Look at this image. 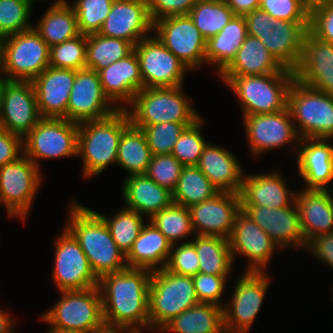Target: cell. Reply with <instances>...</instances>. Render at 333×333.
I'll return each mask as SVG.
<instances>
[{"label":"cell","mask_w":333,"mask_h":333,"mask_svg":"<svg viewBox=\"0 0 333 333\" xmlns=\"http://www.w3.org/2000/svg\"><path fill=\"white\" fill-rule=\"evenodd\" d=\"M96 213L107 224L118 248L127 255L145 224V220H143L144 216L125 207L111 218L99 212Z\"/></svg>","instance_id":"43"},{"label":"cell","mask_w":333,"mask_h":333,"mask_svg":"<svg viewBox=\"0 0 333 333\" xmlns=\"http://www.w3.org/2000/svg\"><path fill=\"white\" fill-rule=\"evenodd\" d=\"M241 210L269 235L280 250L286 247L306 249L295 201L286 208L241 206Z\"/></svg>","instance_id":"23"},{"label":"cell","mask_w":333,"mask_h":333,"mask_svg":"<svg viewBox=\"0 0 333 333\" xmlns=\"http://www.w3.org/2000/svg\"><path fill=\"white\" fill-rule=\"evenodd\" d=\"M117 110L104 94L98 72L88 68L75 71L67 107V120L76 123L100 120L111 116Z\"/></svg>","instance_id":"19"},{"label":"cell","mask_w":333,"mask_h":333,"mask_svg":"<svg viewBox=\"0 0 333 333\" xmlns=\"http://www.w3.org/2000/svg\"><path fill=\"white\" fill-rule=\"evenodd\" d=\"M199 264L195 246L191 242H186L172 245L165 268L178 275L194 277L199 273Z\"/></svg>","instance_id":"52"},{"label":"cell","mask_w":333,"mask_h":333,"mask_svg":"<svg viewBox=\"0 0 333 333\" xmlns=\"http://www.w3.org/2000/svg\"><path fill=\"white\" fill-rule=\"evenodd\" d=\"M287 107L300 139L333 138V94L305 86L294 79Z\"/></svg>","instance_id":"9"},{"label":"cell","mask_w":333,"mask_h":333,"mask_svg":"<svg viewBox=\"0 0 333 333\" xmlns=\"http://www.w3.org/2000/svg\"><path fill=\"white\" fill-rule=\"evenodd\" d=\"M235 15H245L259 9L260 0H224Z\"/></svg>","instance_id":"57"},{"label":"cell","mask_w":333,"mask_h":333,"mask_svg":"<svg viewBox=\"0 0 333 333\" xmlns=\"http://www.w3.org/2000/svg\"><path fill=\"white\" fill-rule=\"evenodd\" d=\"M306 1L311 5L314 0H306Z\"/></svg>","instance_id":"64"},{"label":"cell","mask_w":333,"mask_h":333,"mask_svg":"<svg viewBox=\"0 0 333 333\" xmlns=\"http://www.w3.org/2000/svg\"><path fill=\"white\" fill-rule=\"evenodd\" d=\"M49 53L34 28L3 38V79L33 81L49 66Z\"/></svg>","instance_id":"10"},{"label":"cell","mask_w":333,"mask_h":333,"mask_svg":"<svg viewBox=\"0 0 333 333\" xmlns=\"http://www.w3.org/2000/svg\"><path fill=\"white\" fill-rule=\"evenodd\" d=\"M151 273L148 269L127 267L99 279L106 329L128 333L149 329Z\"/></svg>","instance_id":"1"},{"label":"cell","mask_w":333,"mask_h":333,"mask_svg":"<svg viewBox=\"0 0 333 333\" xmlns=\"http://www.w3.org/2000/svg\"><path fill=\"white\" fill-rule=\"evenodd\" d=\"M16 322L12 319L9 312L0 309V333H14Z\"/></svg>","instance_id":"58"},{"label":"cell","mask_w":333,"mask_h":333,"mask_svg":"<svg viewBox=\"0 0 333 333\" xmlns=\"http://www.w3.org/2000/svg\"><path fill=\"white\" fill-rule=\"evenodd\" d=\"M219 192L196 165H189L183 166L172 198L173 203L189 208L215 197Z\"/></svg>","instance_id":"39"},{"label":"cell","mask_w":333,"mask_h":333,"mask_svg":"<svg viewBox=\"0 0 333 333\" xmlns=\"http://www.w3.org/2000/svg\"><path fill=\"white\" fill-rule=\"evenodd\" d=\"M195 122H163L143 127L152 155L171 154L184 129Z\"/></svg>","instance_id":"48"},{"label":"cell","mask_w":333,"mask_h":333,"mask_svg":"<svg viewBox=\"0 0 333 333\" xmlns=\"http://www.w3.org/2000/svg\"><path fill=\"white\" fill-rule=\"evenodd\" d=\"M264 272L244 271L237 280L229 304L223 305L226 333H247L262 307L270 281Z\"/></svg>","instance_id":"13"},{"label":"cell","mask_w":333,"mask_h":333,"mask_svg":"<svg viewBox=\"0 0 333 333\" xmlns=\"http://www.w3.org/2000/svg\"><path fill=\"white\" fill-rule=\"evenodd\" d=\"M3 73V38H0V74ZM0 79L3 77L0 76Z\"/></svg>","instance_id":"60"},{"label":"cell","mask_w":333,"mask_h":333,"mask_svg":"<svg viewBox=\"0 0 333 333\" xmlns=\"http://www.w3.org/2000/svg\"><path fill=\"white\" fill-rule=\"evenodd\" d=\"M196 166L220 192L239 194L244 171L238 158L229 150L208 143Z\"/></svg>","instance_id":"30"},{"label":"cell","mask_w":333,"mask_h":333,"mask_svg":"<svg viewBox=\"0 0 333 333\" xmlns=\"http://www.w3.org/2000/svg\"><path fill=\"white\" fill-rule=\"evenodd\" d=\"M237 96L242 116L275 113L287 108L288 93L295 79L293 70L249 76H219Z\"/></svg>","instance_id":"4"},{"label":"cell","mask_w":333,"mask_h":333,"mask_svg":"<svg viewBox=\"0 0 333 333\" xmlns=\"http://www.w3.org/2000/svg\"><path fill=\"white\" fill-rule=\"evenodd\" d=\"M323 138H301L298 144V173L304 190H332L333 146ZM328 185L330 187H328Z\"/></svg>","instance_id":"26"},{"label":"cell","mask_w":333,"mask_h":333,"mask_svg":"<svg viewBox=\"0 0 333 333\" xmlns=\"http://www.w3.org/2000/svg\"><path fill=\"white\" fill-rule=\"evenodd\" d=\"M246 36L244 15H234L218 34L207 40L205 64L215 65L219 74L235 57Z\"/></svg>","instance_id":"35"},{"label":"cell","mask_w":333,"mask_h":333,"mask_svg":"<svg viewBox=\"0 0 333 333\" xmlns=\"http://www.w3.org/2000/svg\"><path fill=\"white\" fill-rule=\"evenodd\" d=\"M101 333H128V332L120 331V330H108V329H106L105 331H103Z\"/></svg>","instance_id":"62"},{"label":"cell","mask_w":333,"mask_h":333,"mask_svg":"<svg viewBox=\"0 0 333 333\" xmlns=\"http://www.w3.org/2000/svg\"><path fill=\"white\" fill-rule=\"evenodd\" d=\"M30 2L31 5H33L34 1H39V0H28ZM41 1V0H40Z\"/></svg>","instance_id":"63"},{"label":"cell","mask_w":333,"mask_h":333,"mask_svg":"<svg viewBox=\"0 0 333 333\" xmlns=\"http://www.w3.org/2000/svg\"><path fill=\"white\" fill-rule=\"evenodd\" d=\"M41 119L32 81L3 79L0 128L24 138Z\"/></svg>","instance_id":"18"},{"label":"cell","mask_w":333,"mask_h":333,"mask_svg":"<svg viewBox=\"0 0 333 333\" xmlns=\"http://www.w3.org/2000/svg\"><path fill=\"white\" fill-rule=\"evenodd\" d=\"M79 123L42 118L23 138L24 155L37 167L38 160L77 156Z\"/></svg>","instance_id":"12"},{"label":"cell","mask_w":333,"mask_h":333,"mask_svg":"<svg viewBox=\"0 0 333 333\" xmlns=\"http://www.w3.org/2000/svg\"><path fill=\"white\" fill-rule=\"evenodd\" d=\"M130 124L126 110L79 123L77 156L82 158L83 178L99 175L116 163L121 134Z\"/></svg>","instance_id":"3"},{"label":"cell","mask_w":333,"mask_h":333,"mask_svg":"<svg viewBox=\"0 0 333 333\" xmlns=\"http://www.w3.org/2000/svg\"><path fill=\"white\" fill-rule=\"evenodd\" d=\"M60 299L41 320L50 329L101 333L106 330L102 298L98 286L87 290L60 291Z\"/></svg>","instance_id":"8"},{"label":"cell","mask_w":333,"mask_h":333,"mask_svg":"<svg viewBox=\"0 0 333 333\" xmlns=\"http://www.w3.org/2000/svg\"><path fill=\"white\" fill-rule=\"evenodd\" d=\"M134 50L139 60L143 88L184 85V75L189 69L155 36L143 38Z\"/></svg>","instance_id":"16"},{"label":"cell","mask_w":333,"mask_h":333,"mask_svg":"<svg viewBox=\"0 0 333 333\" xmlns=\"http://www.w3.org/2000/svg\"><path fill=\"white\" fill-rule=\"evenodd\" d=\"M188 15L208 40L218 34L235 14L224 0H198Z\"/></svg>","instance_id":"41"},{"label":"cell","mask_w":333,"mask_h":333,"mask_svg":"<svg viewBox=\"0 0 333 333\" xmlns=\"http://www.w3.org/2000/svg\"><path fill=\"white\" fill-rule=\"evenodd\" d=\"M333 190H304L295 194L300 227L306 243L333 232Z\"/></svg>","instance_id":"29"},{"label":"cell","mask_w":333,"mask_h":333,"mask_svg":"<svg viewBox=\"0 0 333 333\" xmlns=\"http://www.w3.org/2000/svg\"><path fill=\"white\" fill-rule=\"evenodd\" d=\"M228 241L233 262L239 254L249 259L245 271L266 272L275 250L279 249L269 235L242 210L235 217Z\"/></svg>","instance_id":"20"},{"label":"cell","mask_w":333,"mask_h":333,"mask_svg":"<svg viewBox=\"0 0 333 333\" xmlns=\"http://www.w3.org/2000/svg\"><path fill=\"white\" fill-rule=\"evenodd\" d=\"M280 172L243 175L239 192L241 206H262L268 208H286L295 201V194Z\"/></svg>","instance_id":"28"},{"label":"cell","mask_w":333,"mask_h":333,"mask_svg":"<svg viewBox=\"0 0 333 333\" xmlns=\"http://www.w3.org/2000/svg\"><path fill=\"white\" fill-rule=\"evenodd\" d=\"M134 46L122 39L109 38L98 33L87 35L86 68L95 72L125 58Z\"/></svg>","instance_id":"40"},{"label":"cell","mask_w":333,"mask_h":333,"mask_svg":"<svg viewBox=\"0 0 333 333\" xmlns=\"http://www.w3.org/2000/svg\"><path fill=\"white\" fill-rule=\"evenodd\" d=\"M98 76L104 94L118 110L127 109L135 94L143 89V79L135 50L125 58L98 71Z\"/></svg>","instance_id":"25"},{"label":"cell","mask_w":333,"mask_h":333,"mask_svg":"<svg viewBox=\"0 0 333 333\" xmlns=\"http://www.w3.org/2000/svg\"><path fill=\"white\" fill-rule=\"evenodd\" d=\"M153 33L147 0H114L98 34L137 45Z\"/></svg>","instance_id":"21"},{"label":"cell","mask_w":333,"mask_h":333,"mask_svg":"<svg viewBox=\"0 0 333 333\" xmlns=\"http://www.w3.org/2000/svg\"><path fill=\"white\" fill-rule=\"evenodd\" d=\"M294 74L303 85L333 94V44L315 37L308 30Z\"/></svg>","instance_id":"24"},{"label":"cell","mask_w":333,"mask_h":333,"mask_svg":"<svg viewBox=\"0 0 333 333\" xmlns=\"http://www.w3.org/2000/svg\"><path fill=\"white\" fill-rule=\"evenodd\" d=\"M183 86L143 88L125 109L133 126L163 122H196L201 115L192 107V98L183 93Z\"/></svg>","instance_id":"5"},{"label":"cell","mask_w":333,"mask_h":333,"mask_svg":"<svg viewBox=\"0 0 333 333\" xmlns=\"http://www.w3.org/2000/svg\"><path fill=\"white\" fill-rule=\"evenodd\" d=\"M66 0H54L43 13L34 30L43 41L52 47L78 36L77 16L73 7ZM35 26V27H34Z\"/></svg>","instance_id":"34"},{"label":"cell","mask_w":333,"mask_h":333,"mask_svg":"<svg viewBox=\"0 0 333 333\" xmlns=\"http://www.w3.org/2000/svg\"><path fill=\"white\" fill-rule=\"evenodd\" d=\"M196 235L229 239L235 217L241 211L239 194L219 192L215 197L188 208Z\"/></svg>","instance_id":"22"},{"label":"cell","mask_w":333,"mask_h":333,"mask_svg":"<svg viewBox=\"0 0 333 333\" xmlns=\"http://www.w3.org/2000/svg\"><path fill=\"white\" fill-rule=\"evenodd\" d=\"M242 118L250 152L255 157L290 143H295L293 146L297 153L300 138L288 107L275 113L253 114Z\"/></svg>","instance_id":"17"},{"label":"cell","mask_w":333,"mask_h":333,"mask_svg":"<svg viewBox=\"0 0 333 333\" xmlns=\"http://www.w3.org/2000/svg\"><path fill=\"white\" fill-rule=\"evenodd\" d=\"M32 8L28 0H0V38L33 28Z\"/></svg>","instance_id":"45"},{"label":"cell","mask_w":333,"mask_h":333,"mask_svg":"<svg viewBox=\"0 0 333 333\" xmlns=\"http://www.w3.org/2000/svg\"><path fill=\"white\" fill-rule=\"evenodd\" d=\"M308 30L315 37L333 44V0L312 2Z\"/></svg>","instance_id":"51"},{"label":"cell","mask_w":333,"mask_h":333,"mask_svg":"<svg viewBox=\"0 0 333 333\" xmlns=\"http://www.w3.org/2000/svg\"><path fill=\"white\" fill-rule=\"evenodd\" d=\"M65 228L79 242L98 279L127 268L126 255L118 248L104 220L92 209L71 202Z\"/></svg>","instance_id":"2"},{"label":"cell","mask_w":333,"mask_h":333,"mask_svg":"<svg viewBox=\"0 0 333 333\" xmlns=\"http://www.w3.org/2000/svg\"><path fill=\"white\" fill-rule=\"evenodd\" d=\"M199 304L194 281L166 268L152 271L149 286V329L160 331L174 317ZM156 328V329H155Z\"/></svg>","instance_id":"7"},{"label":"cell","mask_w":333,"mask_h":333,"mask_svg":"<svg viewBox=\"0 0 333 333\" xmlns=\"http://www.w3.org/2000/svg\"><path fill=\"white\" fill-rule=\"evenodd\" d=\"M3 79H0V118L2 113Z\"/></svg>","instance_id":"61"},{"label":"cell","mask_w":333,"mask_h":333,"mask_svg":"<svg viewBox=\"0 0 333 333\" xmlns=\"http://www.w3.org/2000/svg\"><path fill=\"white\" fill-rule=\"evenodd\" d=\"M122 194L125 208L148 216V220L173 203L172 192L145 174L126 177L122 185Z\"/></svg>","instance_id":"31"},{"label":"cell","mask_w":333,"mask_h":333,"mask_svg":"<svg viewBox=\"0 0 333 333\" xmlns=\"http://www.w3.org/2000/svg\"><path fill=\"white\" fill-rule=\"evenodd\" d=\"M283 69L260 39L247 35L235 57L218 75H269L279 73Z\"/></svg>","instance_id":"33"},{"label":"cell","mask_w":333,"mask_h":333,"mask_svg":"<svg viewBox=\"0 0 333 333\" xmlns=\"http://www.w3.org/2000/svg\"><path fill=\"white\" fill-rule=\"evenodd\" d=\"M87 35L66 40L50 47L49 66L56 68L80 70L86 68Z\"/></svg>","instance_id":"44"},{"label":"cell","mask_w":333,"mask_h":333,"mask_svg":"<svg viewBox=\"0 0 333 333\" xmlns=\"http://www.w3.org/2000/svg\"><path fill=\"white\" fill-rule=\"evenodd\" d=\"M144 224L132 249L126 255L129 268H144L151 271L165 268L172 249L169 240L153 223Z\"/></svg>","instance_id":"32"},{"label":"cell","mask_w":333,"mask_h":333,"mask_svg":"<svg viewBox=\"0 0 333 333\" xmlns=\"http://www.w3.org/2000/svg\"><path fill=\"white\" fill-rule=\"evenodd\" d=\"M199 259V273L229 276L233 270V259L228 239L219 236L195 235L190 241Z\"/></svg>","instance_id":"37"},{"label":"cell","mask_w":333,"mask_h":333,"mask_svg":"<svg viewBox=\"0 0 333 333\" xmlns=\"http://www.w3.org/2000/svg\"><path fill=\"white\" fill-rule=\"evenodd\" d=\"M155 37L189 70L205 63L207 40L189 15L170 16L153 22Z\"/></svg>","instance_id":"15"},{"label":"cell","mask_w":333,"mask_h":333,"mask_svg":"<svg viewBox=\"0 0 333 333\" xmlns=\"http://www.w3.org/2000/svg\"><path fill=\"white\" fill-rule=\"evenodd\" d=\"M23 154V138L0 128V168Z\"/></svg>","instance_id":"55"},{"label":"cell","mask_w":333,"mask_h":333,"mask_svg":"<svg viewBox=\"0 0 333 333\" xmlns=\"http://www.w3.org/2000/svg\"><path fill=\"white\" fill-rule=\"evenodd\" d=\"M40 169L24 154L0 168V205L4 204L9 218L25 221L30 214L43 179Z\"/></svg>","instance_id":"11"},{"label":"cell","mask_w":333,"mask_h":333,"mask_svg":"<svg viewBox=\"0 0 333 333\" xmlns=\"http://www.w3.org/2000/svg\"><path fill=\"white\" fill-rule=\"evenodd\" d=\"M203 118L188 126L180 134L172 155L183 165H197L204 148L208 144L202 136Z\"/></svg>","instance_id":"47"},{"label":"cell","mask_w":333,"mask_h":333,"mask_svg":"<svg viewBox=\"0 0 333 333\" xmlns=\"http://www.w3.org/2000/svg\"><path fill=\"white\" fill-rule=\"evenodd\" d=\"M75 70L48 66L32 84L42 118L66 119Z\"/></svg>","instance_id":"27"},{"label":"cell","mask_w":333,"mask_h":333,"mask_svg":"<svg viewBox=\"0 0 333 333\" xmlns=\"http://www.w3.org/2000/svg\"><path fill=\"white\" fill-rule=\"evenodd\" d=\"M114 0H76L71 6L77 16L79 33L82 35L96 34L112 7Z\"/></svg>","instance_id":"46"},{"label":"cell","mask_w":333,"mask_h":333,"mask_svg":"<svg viewBox=\"0 0 333 333\" xmlns=\"http://www.w3.org/2000/svg\"><path fill=\"white\" fill-rule=\"evenodd\" d=\"M182 168L183 165L172 154L152 155L145 175L173 192Z\"/></svg>","instance_id":"49"},{"label":"cell","mask_w":333,"mask_h":333,"mask_svg":"<svg viewBox=\"0 0 333 333\" xmlns=\"http://www.w3.org/2000/svg\"><path fill=\"white\" fill-rule=\"evenodd\" d=\"M47 333H87L79 330H61V329H49Z\"/></svg>","instance_id":"59"},{"label":"cell","mask_w":333,"mask_h":333,"mask_svg":"<svg viewBox=\"0 0 333 333\" xmlns=\"http://www.w3.org/2000/svg\"><path fill=\"white\" fill-rule=\"evenodd\" d=\"M226 333L223 307L213 303H199L183 311L167 323L160 332Z\"/></svg>","instance_id":"36"},{"label":"cell","mask_w":333,"mask_h":333,"mask_svg":"<svg viewBox=\"0 0 333 333\" xmlns=\"http://www.w3.org/2000/svg\"><path fill=\"white\" fill-rule=\"evenodd\" d=\"M55 237L52 279L59 291L87 290L98 286L99 279L91 269L79 242L64 227Z\"/></svg>","instance_id":"14"},{"label":"cell","mask_w":333,"mask_h":333,"mask_svg":"<svg viewBox=\"0 0 333 333\" xmlns=\"http://www.w3.org/2000/svg\"><path fill=\"white\" fill-rule=\"evenodd\" d=\"M229 276H218L205 273H198L193 278L196 295L199 303H213L223 307L224 302L220 301L225 290Z\"/></svg>","instance_id":"53"},{"label":"cell","mask_w":333,"mask_h":333,"mask_svg":"<svg viewBox=\"0 0 333 333\" xmlns=\"http://www.w3.org/2000/svg\"><path fill=\"white\" fill-rule=\"evenodd\" d=\"M244 19L247 35L260 39L284 68L294 71L298 67L309 23L274 19L261 9L245 14Z\"/></svg>","instance_id":"6"},{"label":"cell","mask_w":333,"mask_h":333,"mask_svg":"<svg viewBox=\"0 0 333 333\" xmlns=\"http://www.w3.org/2000/svg\"><path fill=\"white\" fill-rule=\"evenodd\" d=\"M151 157L144 132L130 124L121 134L116 165L127 171L128 176L145 174Z\"/></svg>","instance_id":"38"},{"label":"cell","mask_w":333,"mask_h":333,"mask_svg":"<svg viewBox=\"0 0 333 333\" xmlns=\"http://www.w3.org/2000/svg\"><path fill=\"white\" fill-rule=\"evenodd\" d=\"M149 221L169 240L172 245L190 242L184 240L194 235L189 209L172 203L155 213Z\"/></svg>","instance_id":"42"},{"label":"cell","mask_w":333,"mask_h":333,"mask_svg":"<svg viewBox=\"0 0 333 333\" xmlns=\"http://www.w3.org/2000/svg\"><path fill=\"white\" fill-rule=\"evenodd\" d=\"M259 9L274 19L309 23L310 4L306 0H260Z\"/></svg>","instance_id":"50"},{"label":"cell","mask_w":333,"mask_h":333,"mask_svg":"<svg viewBox=\"0 0 333 333\" xmlns=\"http://www.w3.org/2000/svg\"><path fill=\"white\" fill-rule=\"evenodd\" d=\"M306 250L333 268V232L314 237L307 243Z\"/></svg>","instance_id":"56"},{"label":"cell","mask_w":333,"mask_h":333,"mask_svg":"<svg viewBox=\"0 0 333 333\" xmlns=\"http://www.w3.org/2000/svg\"><path fill=\"white\" fill-rule=\"evenodd\" d=\"M198 0H147L152 22L160 18L188 15Z\"/></svg>","instance_id":"54"}]
</instances>
